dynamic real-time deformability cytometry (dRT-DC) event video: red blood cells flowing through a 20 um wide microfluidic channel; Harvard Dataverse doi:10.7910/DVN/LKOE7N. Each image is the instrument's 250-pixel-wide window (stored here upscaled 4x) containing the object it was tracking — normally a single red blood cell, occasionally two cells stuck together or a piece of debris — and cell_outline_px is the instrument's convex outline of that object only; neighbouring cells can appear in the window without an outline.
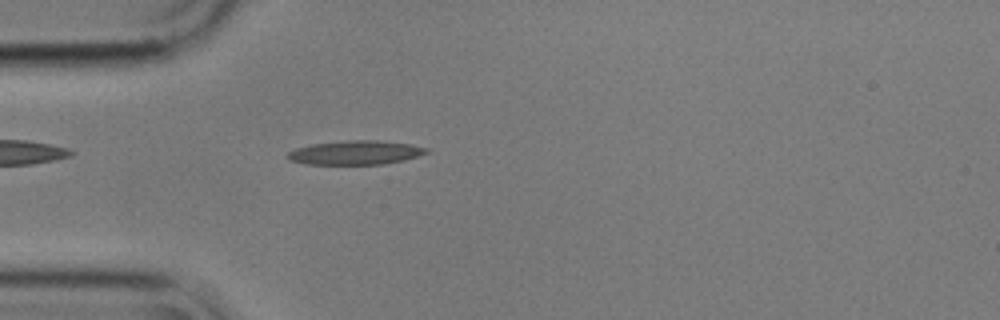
{"species": "common noctule bat (a hibernating species)", "species_latin": "Nyctalus noctula", "temperature_condition": "cold", "stored_images_in_passage": 2, "camera_frame_rate_fps": 3000, "um_per_image_px": 0.085, "animal": {"sex": "male", "body_mass_g": 17.9}, "frame": {"image": 1, "passage_image": 2, "time_ms": 0.333, "image_size_px": [1000, 320], "cell_outline_px": [[432, 152], [404, 160], [384, 164], [304, 164], [288, 160], [284, 156], [288, 152], [296, 148], [312, 144], [348, 140], [376, 140], [408, 144], [428, 148]], "centroid_in_image_um": [30.2, 12.98], "position_along_channel_um": 54.8, "area_um2": 19.54}}